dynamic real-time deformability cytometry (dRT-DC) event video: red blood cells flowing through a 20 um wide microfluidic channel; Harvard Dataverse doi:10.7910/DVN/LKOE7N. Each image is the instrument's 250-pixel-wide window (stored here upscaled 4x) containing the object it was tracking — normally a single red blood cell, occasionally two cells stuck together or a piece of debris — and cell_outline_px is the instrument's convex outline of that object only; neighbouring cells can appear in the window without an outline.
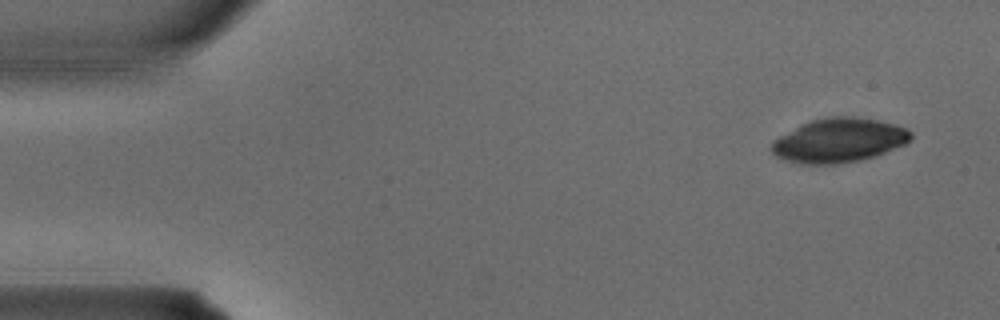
{"species": "common noctule bat (a hibernating species)", "species_latin": "Nyctalus noctula", "temperature_condition": "warm", "stored_images_in_passage": 4, "segment_of_instrument_passage": [2, 2], "camera_frame_rate_fps": 3000, "um_per_image_px": 0.085, "animal": {"sex": "male", "body_mass_g": 15.6}, "frame": {"image": 1, "passage_image": 4, "time_ms": 1.0, "image_size_px": [1000, 320], "cell_outline_px": [[912, 140], [904, 144], [884, 152], [860, 160], [836, 164], [804, 164], [788, 160], [776, 156], [772, 152], [772, 140], [800, 124], [812, 120], [828, 116], [852, 116], [876, 120], [892, 124], [904, 128], [912, 132]], "centroid_in_image_um": [71.28, 11.92], "position_along_channel_um": 13.7, "area_um2": 35.49}}